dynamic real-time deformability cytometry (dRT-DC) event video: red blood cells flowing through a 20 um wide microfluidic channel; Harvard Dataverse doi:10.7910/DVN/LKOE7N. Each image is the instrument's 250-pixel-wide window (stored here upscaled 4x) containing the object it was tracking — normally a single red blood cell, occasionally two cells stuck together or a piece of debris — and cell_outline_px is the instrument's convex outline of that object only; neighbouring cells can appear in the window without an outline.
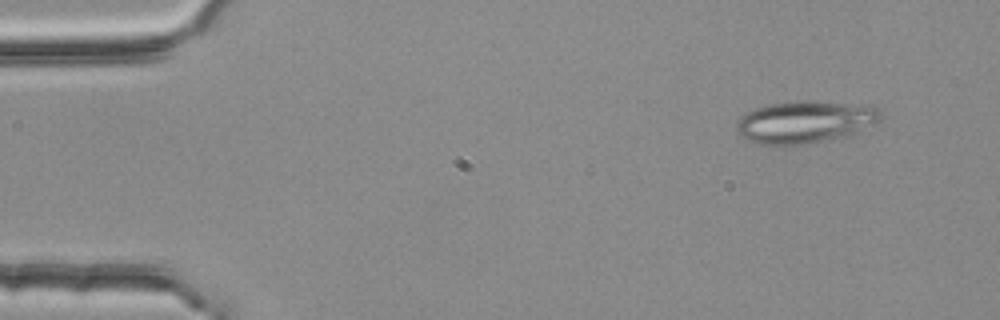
{"species": "common noctule bat (a hibernating species)", "species_latin": "Nyctalus noctula", "temperature_condition": "room temperature", "stored_images_in_passage": 3, "camera_frame_rate_fps": 3000, "um_per_image_px": 0.085, "animal": {"sex": "female", "body_mass_g": 25.1}, "frame": {"image": 1, "passage_image": 1, "time_ms": 0.0, "image_size_px": [1000, 320], "cell_outline_px": [[884, 108], [880, 120], [876, 124], [860, 132], [848, 136], [804, 144], [760, 144], [744, 140], [736, 128], [736, 124], [740, 116], [756, 108], [768, 104], [796, 100], [808, 100], [868, 104]], "centroid_in_image_um": [68.52, 10.34], "position_along_channel_um": 16.5, "area_um2": 36.3}}